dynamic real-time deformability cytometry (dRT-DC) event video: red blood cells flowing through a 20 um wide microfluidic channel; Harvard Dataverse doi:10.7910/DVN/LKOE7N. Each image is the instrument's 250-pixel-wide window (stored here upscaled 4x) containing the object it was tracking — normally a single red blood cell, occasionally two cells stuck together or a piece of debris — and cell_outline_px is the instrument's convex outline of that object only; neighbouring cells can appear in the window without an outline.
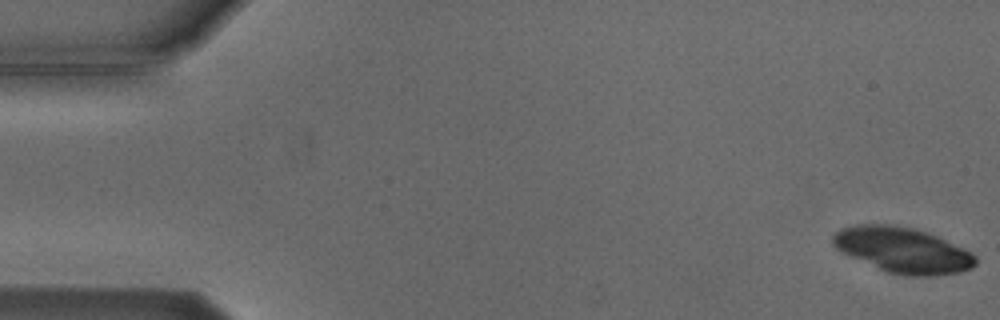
{"species": "Egyptian fruit bat (a non-hibernating species)", "species_latin": "Rousettus aegyptiacus", "temperature_condition": "cold", "stored_images_in_passage": 6, "segment_of_instrument_passage": [1, 2], "camera_frame_rate_fps": 3000, "um_per_image_px": 0.085, "animal": {"sex": "male"}, "frame": {"image": 1, "passage_image": 1, "time_ms": 0.0, "image_size_px": [1000, 320], "cell_outline_px": [[976, 264], [972, 268], [960, 272], [932, 276], [904, 276], [888, 272], [852, 256], [836, 248], [832, 244], [832, 236], [840, 228], [856, 224], [896, 224], [928, 232], [964, 248], [972, 252], [976, 256]], "centroid_in_image_um": [76.76, 21.24], "position_along_channel_um": 8.2, "area_um2": 37.74}}